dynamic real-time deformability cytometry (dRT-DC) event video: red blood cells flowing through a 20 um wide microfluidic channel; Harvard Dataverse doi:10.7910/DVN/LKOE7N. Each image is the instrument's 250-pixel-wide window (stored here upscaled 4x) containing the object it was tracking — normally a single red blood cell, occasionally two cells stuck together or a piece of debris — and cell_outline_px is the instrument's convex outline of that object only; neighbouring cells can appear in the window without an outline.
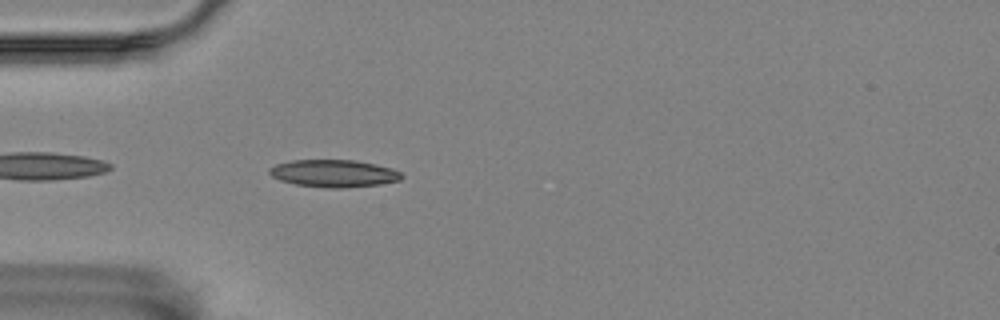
{"species": "Egyptian fruit bat (a non-hibernating species)", "species_latin": "Rousettus aegyptiacus", "temperature_condition": "room temperature", "stored_images_in_passage": 26, "camera_frame_rate_fps": 3000, "um_per_image_px": 0.085, "animal": {"sex": "female"}, "frame": {"image": 1, "passage_image": 3, "time_ms": 0.667, "image_size_px": [1000, 320], "cell_outline_px": [[404, 176], [400, 180], [380, 184], [340, 188], [328, 188], [296, 184], [280, 180], [272, 176], [268, 172], [268, 168], [276, 164], [292, 160], [356, 160], [376, 164], [392, 168], [400, 172]], "centroid_in_image_um": [28.38, 14.73], "position_along_channel_um": 56.6, "area_um2": 21.1}}
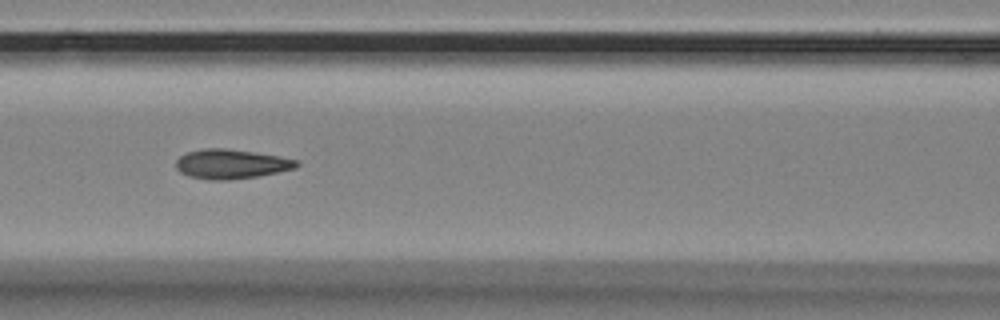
{"frame": {"image": 2, "passage_image": 11, "time_ms": 3.333, "image_size_px": [1000, 320], "cell_outline_px": [[300, 164], [296, 168], [256, 176], [228, 180], [208, 180], [188, 176], [180, 172], [176, 168], [176, 160], [180, 156], [188, 152], [204, 148], [224, 148], [252, 152], [300, 160]], "centroid_in_image_um": [19.63, 13.94], "position_along_channel_um": 147.0, "area_um2": 20.58}}
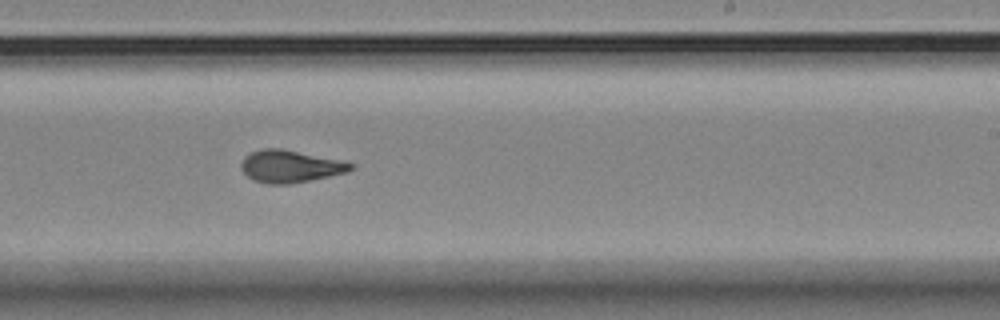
{"frame": {"image": 3, "passage_image": 21, "time_ms": 6.667, "image_size_px": [1000, 320], "cell_outline_px": [[352, 168], [348, 172], [288, 184], [268, 184], [252, 180], [240, 168], [240, 164], [244, 156], [252, 152], [264, 148], [280, 148], [336, 160], [352, 164]], "centroid_in_image_um": [24.57, 14.15], "position_along_channel_um": 264.4, "area_um2": 20.11}}